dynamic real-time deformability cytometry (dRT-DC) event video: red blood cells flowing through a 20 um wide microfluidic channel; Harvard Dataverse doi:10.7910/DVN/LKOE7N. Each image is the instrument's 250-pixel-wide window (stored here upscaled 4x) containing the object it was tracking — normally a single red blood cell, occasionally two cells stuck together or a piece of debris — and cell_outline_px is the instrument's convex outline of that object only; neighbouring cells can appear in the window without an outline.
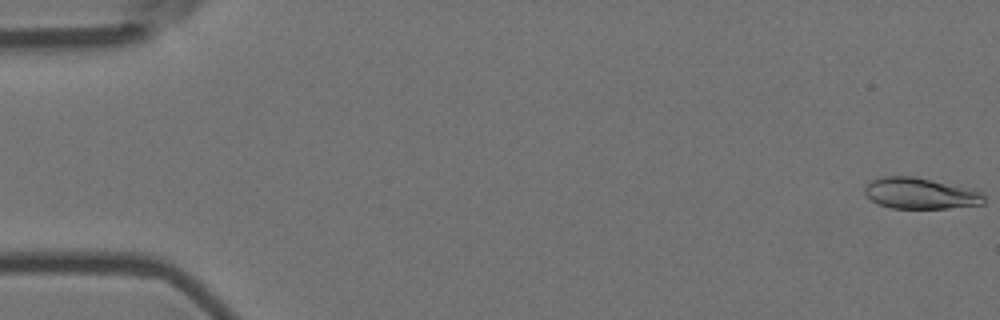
{"species": "Egyptian fruit bat (a non-hibernating species)", "species_latin": "Rousettus aegyptiacus", "temperature_condition": "room temperature", "stored_images_in_passage": 5, "camera_frame_rate_fps": 3000, "um_per_image_px": 0.085, "animal": {"sex": "female"}, "frame": {"image": 1, "passage_image": 1, "time_ms": 0.0, "image_size_px": [1000, 320], "cell_outline_px": [[984, 204], [948, 208], [892, 208], [876, 204], [864, 192], [864, 188], [872, 180], [880, 176], [912, 176], [980, 192], [984, 196]], "centroid_in_image_um": [78.15, 16.45], "position_along_channel_um": 6.8, "area_um2": 21.1}}
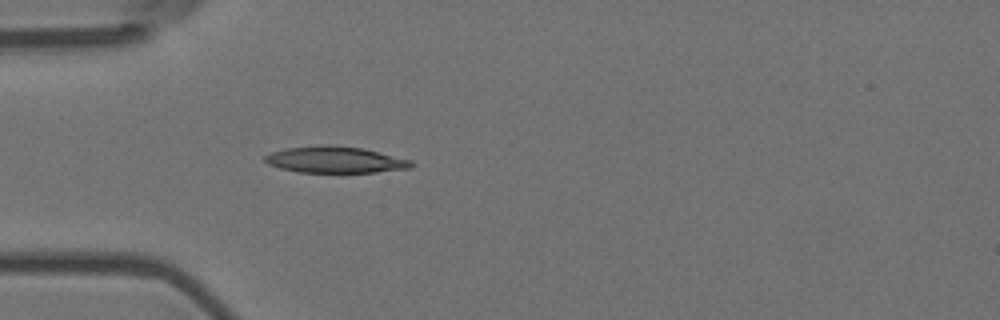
{"frame": {"image": 2, "passage_image": 5, "time_ms": 1.333, "image_size_px": [1000, 320], "cell_outline_px": [[412, 168], [376, 172], [296, 172], [280, 168], [268, 164], [264, 160], [264, 156], [272, 152], [284, 148], [328, 144], [360, 148], [412, 160]], "centroid_in_image_um": [28.45, 13.58], "position_along_channel_um": 56.5, "area_um2": 22.43}}